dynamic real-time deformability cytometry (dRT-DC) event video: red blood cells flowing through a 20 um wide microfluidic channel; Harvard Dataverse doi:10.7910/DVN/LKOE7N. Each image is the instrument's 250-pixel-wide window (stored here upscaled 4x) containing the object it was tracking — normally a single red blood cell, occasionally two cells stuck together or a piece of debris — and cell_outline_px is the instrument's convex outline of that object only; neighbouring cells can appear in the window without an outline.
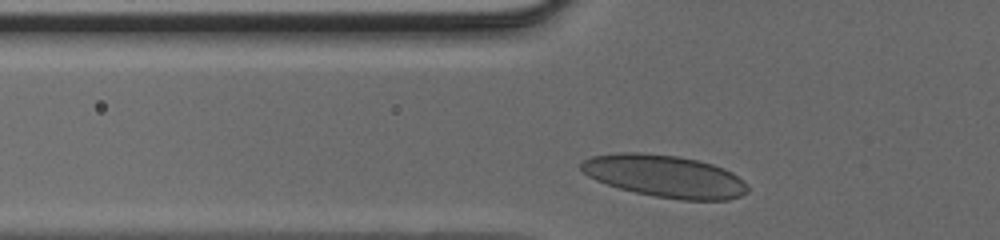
{"species": "human", "species_latin": "Homo sapiens", "temperature_condition": "cold", "stored_images_in_passage": 25, "camera_frame_rate_fps": 3000, "um_per_image_px": 0.085, "donor": {"sex": "male"}, "frame": {"image": 1, "passage_image": 2, "time_ms": 0.333, "image_size_px": [1000, 240], "cell_outline_px": [[748, 192], [740, 196], [728, 200], [680, 200], [656, 196], [636, 192], [620, 188], [596, 180], [588, 176], [580, 168], [580, 164], [584, 160], [592, 156], [616, 152], [640, 152], [676, 156], [696, 160], [712, 164], [724, 168], [732, 172], [748, 188]], "centroid_in_image_um": [56.49, 14.97], "position_along_channel_um": 69.3, "area_um2": 40.69}}
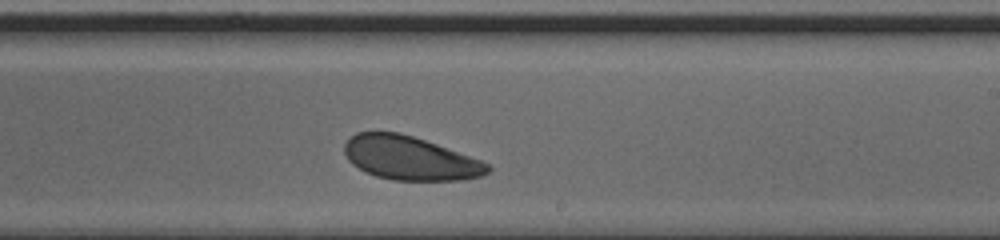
{"frame": {"image": 2, "passage_image": 15, "time_ms": 4.667, "image_size_px": [1000, 240], "cell_outline_px": [[492, 168], [488, 172], [480, 176], [460, 180], [392, 180], [376, 176], [364, 172], [352, 164], [348, 160], [344, 152], [344, 144], [356, 132], [400, 132], [436, 144], [480, 160], [488, 164]], "centroid_in_image_um": [34.81, 13.45], "position_along_channel_um": 254.2, "area_um2": 36.24}}
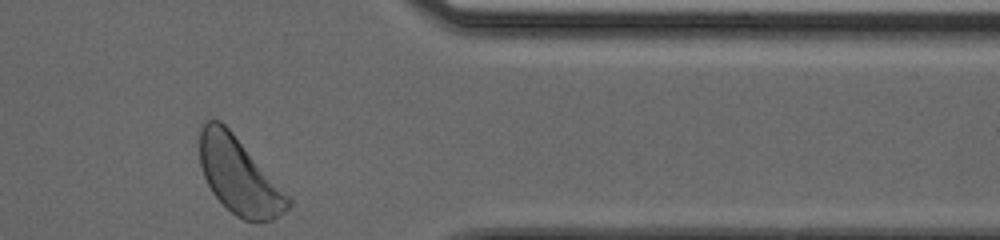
{"frame": {"image": 3, "passage_image": 25, "time_ms": 8.0, "image_size_px": [1000, 240], "cell_outline_px": [[292, 204], [288, 208], [272, 220], [244, 220], [236, 216], [212, 192], [204, 176], [200, 164], [200, 128], [208, 120], [220, 120], [232, 132], [292, 200]], "centroid_in_image_um": [20.3, 14.94], "position_along_channel_um": 391.1, "area_um2": 38.26}}